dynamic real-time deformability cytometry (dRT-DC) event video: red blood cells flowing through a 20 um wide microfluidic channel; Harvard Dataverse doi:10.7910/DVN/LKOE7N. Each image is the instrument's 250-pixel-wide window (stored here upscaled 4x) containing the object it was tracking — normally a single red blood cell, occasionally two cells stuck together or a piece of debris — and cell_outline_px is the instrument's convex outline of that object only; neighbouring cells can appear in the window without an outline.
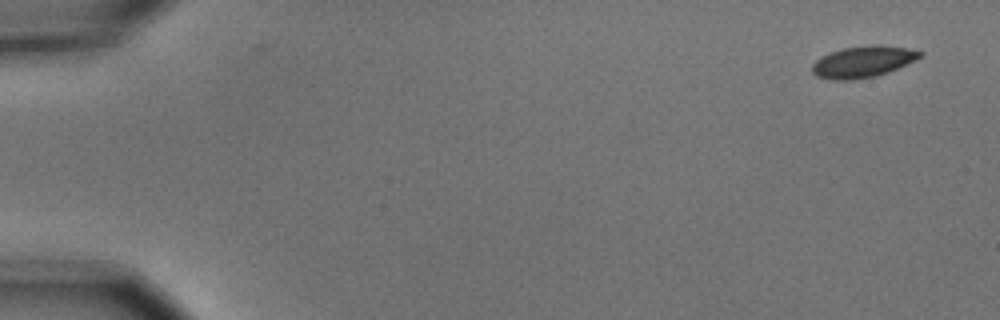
{"species": "common noctule bat (a hibernating species)", "species_latin": "Nyctalus noctula", "temperature_condition": "cold", "stored_images_in_passage": 5, "camera_frame_rate_fps": 3000, "um_per_image_px": 0.085, "animal": {"sex": "male", "body_mass_g": 15.6}, "frame": {"image": 1, "passage_image": 1, "time_ms": 0.0, "image_size_px": [1000, 320], "cell_outline_px": [[924, 52], [916, 60], [888, 72], [876, 76], [852, 80], [832, 80], [816, 76], [812, 72], [812, 64], [816, 60], [832, 52], [844, 48], [872, 44], [880, 44], [904, 48]], "centroid_in_image_um": [73.35, 5.25], "position_along_channel_um": 11.7, "area_um2": 19.59}}
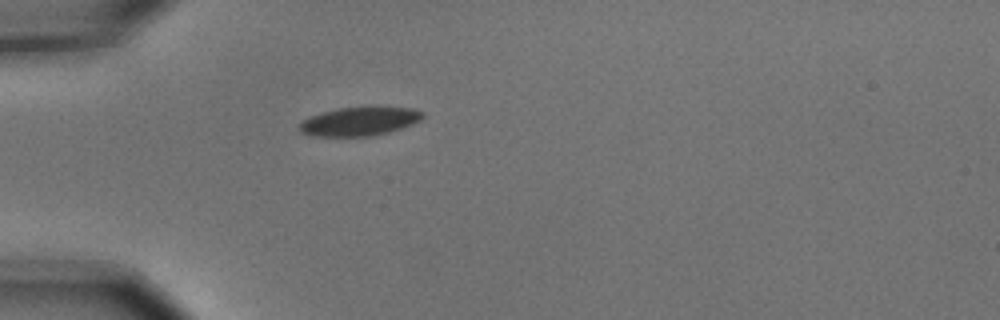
{"frame": {"image": 2, "passage_image": 5, "time_ms": 1.333, "image_size_px": [1000, 320], "cell_outline_px": [[424, 116], [420, 120], [412, 124], [376, 136], [312, 136], [300, 132], [296, 128], [304, 120], [320, 112], [340, 108], [364, 104], [380, 104], [412, 108], [424, 112]], "centroid_in_image_um": [30.6, 10.26], "position_along_channel_um": 54.4, "area_um2": 21.62}}